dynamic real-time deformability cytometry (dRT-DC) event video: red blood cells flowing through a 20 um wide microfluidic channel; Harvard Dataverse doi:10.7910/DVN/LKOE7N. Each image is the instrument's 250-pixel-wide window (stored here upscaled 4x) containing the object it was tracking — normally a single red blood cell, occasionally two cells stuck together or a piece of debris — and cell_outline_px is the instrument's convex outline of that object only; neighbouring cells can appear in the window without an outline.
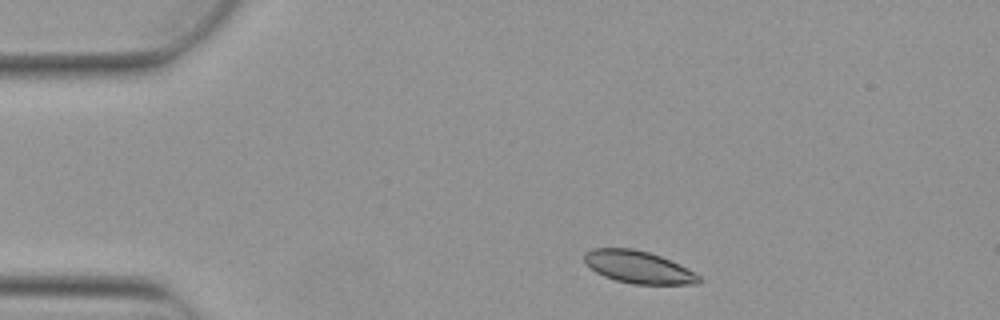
{"species": "Egyptian fruit bat (a non-hibernating species)", "species_latin": "Rousettus aegyptiacus", "temperature_condition": "warm", "stored_images_in_passage": 4, "camera_frame_rate_fps": 3000, "um_per_image_px": 0.085, "animal": {"sex": "female"}, "frame": {"image": 1, "passage_image": 1, "time_ms": 0.0, "image_size_px": [1000, 320], "cell_outline_px": [[704, 280], [696, 284], [632, 284], [616, 280], [604, 276], [596, 272], [584, 264], [584, 252], [592, 248], [632, 248], [648, 252], [660, 256], [696, 272]], "centroid_in_image_um": [54.25, 22.7], "position_along_channel_um": 30.8, "area_um2": 21.73}}
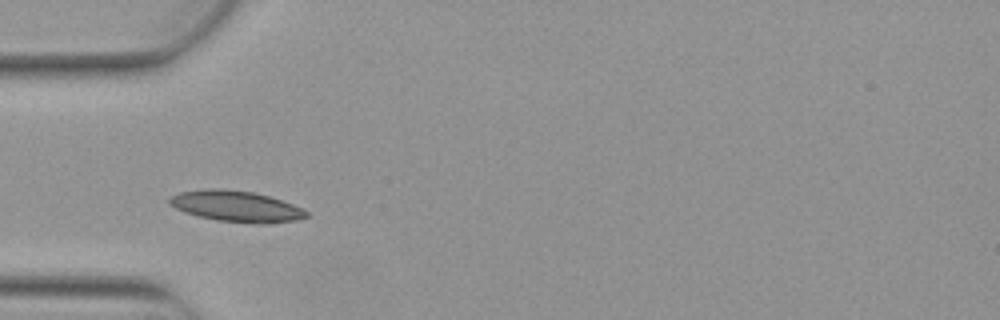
{"frame": {"image": 2, "passage_image": 3, "time_ms": 0.667, "image_size_px": [1000, 320], "cell_outline_px": [[308, 216], [296, 220], [268, 224], [256, 224], [216, 220], [184, 212], [168, 204], [168, 200], [172, 196], [180, 192], [204, 188], [220, 188], [252, 192], [268, 196], [304, 208], [308, 212]], "centroid_in_image_um": [20.08, 17.54], "position_along_channel_um": 64.9, "area_um2": 24.8}}